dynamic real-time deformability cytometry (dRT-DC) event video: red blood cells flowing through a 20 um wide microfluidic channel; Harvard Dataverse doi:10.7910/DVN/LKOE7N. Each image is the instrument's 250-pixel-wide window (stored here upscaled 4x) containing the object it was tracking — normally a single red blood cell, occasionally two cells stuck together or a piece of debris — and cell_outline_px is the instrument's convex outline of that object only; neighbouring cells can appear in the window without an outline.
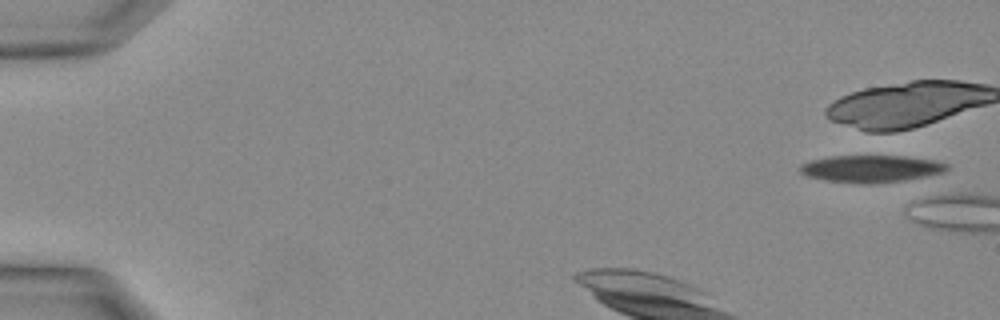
{"species": "Egyptian fruit bat (a non-hibernating species)", "species_latin": "Rousettus aegyptiacus", "temperature_condition": "warm", "stored_images_in_passage": 30, "camera_frame_rate_fps": 3000, "um_per_image_px": 0.085, "animal": {"sex": "female"}, "frame": {"image": 1, "passage_image": 1, "time_ms": 0.0, "image_size_px": [1000, 320], "cell_outline_px": [[948, 168], [944, 172], [908, 180], [876, 184], [860, 184], [824, 180], [804, 176], [800, 172], [800, 164], [808, 160], [832, 156], [904, 156], [936, 160], [948, 164]], "centroid_in_image_um": [74.02, 14.35], "position_along_channel_um": 11.0, "area_um2": 23.64}}
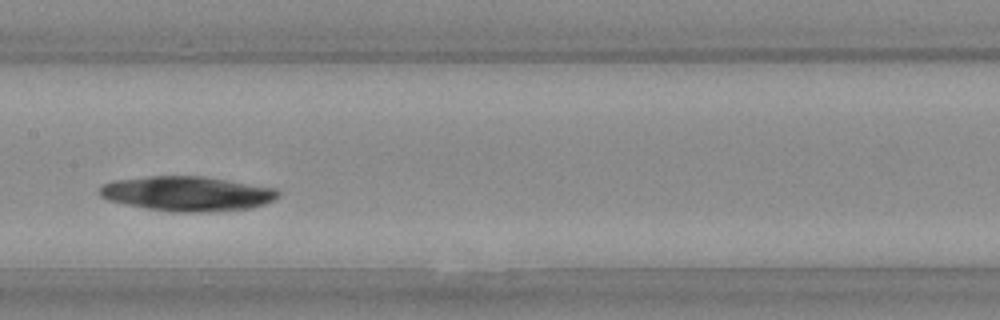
{"frame": {"image": 2, "passage_image": 13, "time_ms": 4.0, "image_size_px": [1000, 320], "cell_outline_px": [[280, 192], [272, 200], [264, 204], [252, 208], [208, 212], [168, 212], [144, 208], [124, 204], [108, 200], [100, 196], [100, 188], [104, 184], [112, 180], [148, 176], [200, 176], [276, 188]], "centroid_in_image_um": [15.87, 16.47], "position_along_channel_um": 191.5, "area_um2": 36.13}}
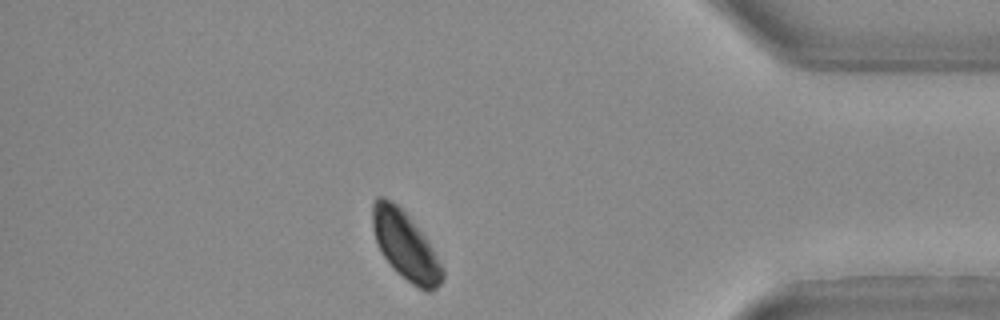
{"frame": {"image": 3, "passage_image": 25, "time_ms": 8.0, "image_size_px": [1000, 320], "cell_outline_px": [[444, 276], [440, 284], [432, 292], [424, 292], [400, 276], [392, 268], [384, 256], [376, 240], [372, 228], [372, 204], [376, 196], [384, 196], [396, 204], [404, 212], [424, 236], [444, 268]], "centroid_in_image_um": [34.45, 20.92], "position_along_channel_um": 400.7, "area_um2": 27.57}}